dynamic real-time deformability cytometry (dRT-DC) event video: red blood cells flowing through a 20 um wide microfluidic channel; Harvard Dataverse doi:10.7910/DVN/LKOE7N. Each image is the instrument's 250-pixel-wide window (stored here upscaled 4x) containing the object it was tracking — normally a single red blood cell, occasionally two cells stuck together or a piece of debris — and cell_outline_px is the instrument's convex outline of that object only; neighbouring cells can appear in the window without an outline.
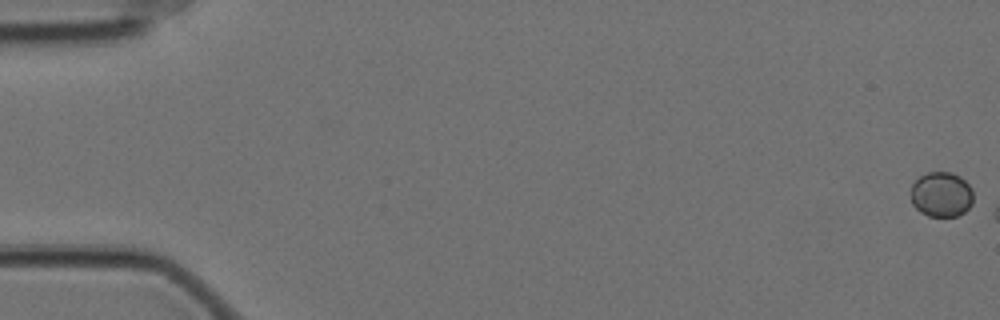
{"species": "Egyptian fruit bat (a non-hibernating species)", "species_latin": "Rousettus aegyptiacus", "temperature_condition": "cold", "stored_images_in_passage": 8, "camera_frame_rate_fps": 3000, "um_per_image_px": 0.085, "animal": {"sex": "female"}, "frame": {"image": 1, "passage_image": 1, "time_ms": 0.0, "image_size_px": [1000, 320], "cell_outline_px": [[972, 204], [964, 212], [956, 216], [928, 216], [920, 212], [912, 204], [912, 184], [920, 176], [928, 172], [952, 172], [960, 176], [972, 188]], "centroid_in_image_um": [80.02, 16.52], "position_along_channel_um": 5.0, "area_um2": 16.36}}